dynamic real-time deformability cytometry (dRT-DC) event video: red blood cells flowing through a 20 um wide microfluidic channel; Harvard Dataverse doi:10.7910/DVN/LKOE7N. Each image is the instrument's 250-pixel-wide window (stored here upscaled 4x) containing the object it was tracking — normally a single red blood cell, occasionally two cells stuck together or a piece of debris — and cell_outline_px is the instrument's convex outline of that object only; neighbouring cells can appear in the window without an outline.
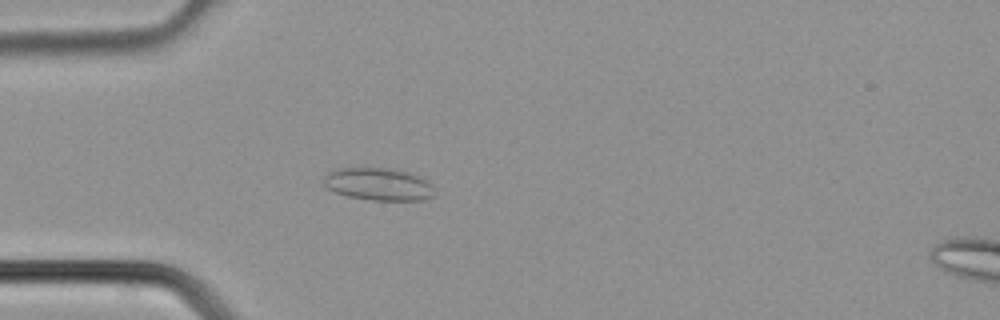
{"species": "common noctule bat (a hibernating species)", "species_latin": "Nyctalus noctula", "temperature_condition": "cold", "stored_images_in_passage": 37, "camera_frame_rate_fps": 3000, "um_per_image_px": 0.085, "animal": {"sex": "male", "body_mass_g": 21.5, "forearm_length_mm": 52.0}, "frame": {"image": 1, "passage_image": 10, "time_ms": 3.0, "image_size_px": [1000, 320], "cell_outline_px": [[436, 192], [432, 196], [424, 200], [372, 200], [348, 196], [336, 192], [328, 188], [324, 184], [324, 176], [328, 172], [340, 168], [388, 168], [408, 172], [420, 176], [432, 184]], "centroid_in_image_um": [32.21, 15.65], "position_along_channel_um": 52.8, "area_um2": 20.98}}
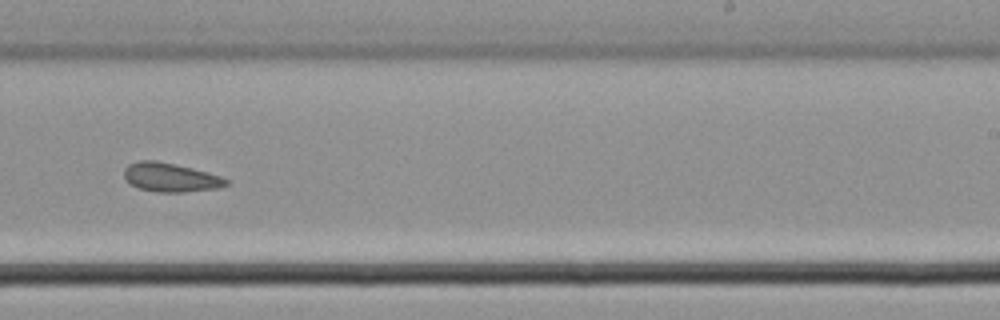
{"frame": {"image": 2, "passage_image": 23, "time_ms": 7.333, "image_size_px": [1000, 320], "cell_outline_px": [[228, 184], [220, 188], [184, 192], [156, 192], [140, 188], [124, 180], [124, 168], [128, 164], [136, 160], [156, 160], [192, 168], [220, 176], [228, 180]], "centroid_in_image_um": [14.46, 15.07], "position_along_channel_um": 274.5, "area_um2": 17.22}}
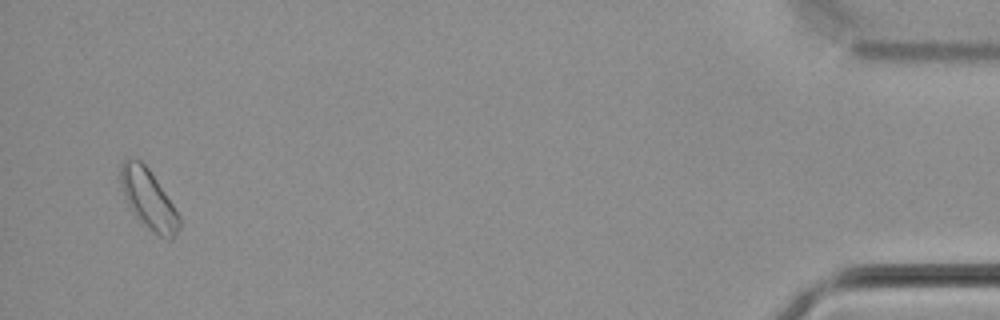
{"frame": {"image": 3, "passage_image": 36, "time_ms": 11.667, "image_size_px": [1000, 320], "cell_outline_px": [[180, 228], [176, 236], [172, 240], [168, 240], [152, 232], [132, 212], [128, 204], [120, 184], [120, 164], [128, 156], [140, 160], [148, 168], [180, 216]], "centroid_in_image_um": [12.62, 16.93], "position_along_channel_um": 422.6, "area_um2": 20.29}}